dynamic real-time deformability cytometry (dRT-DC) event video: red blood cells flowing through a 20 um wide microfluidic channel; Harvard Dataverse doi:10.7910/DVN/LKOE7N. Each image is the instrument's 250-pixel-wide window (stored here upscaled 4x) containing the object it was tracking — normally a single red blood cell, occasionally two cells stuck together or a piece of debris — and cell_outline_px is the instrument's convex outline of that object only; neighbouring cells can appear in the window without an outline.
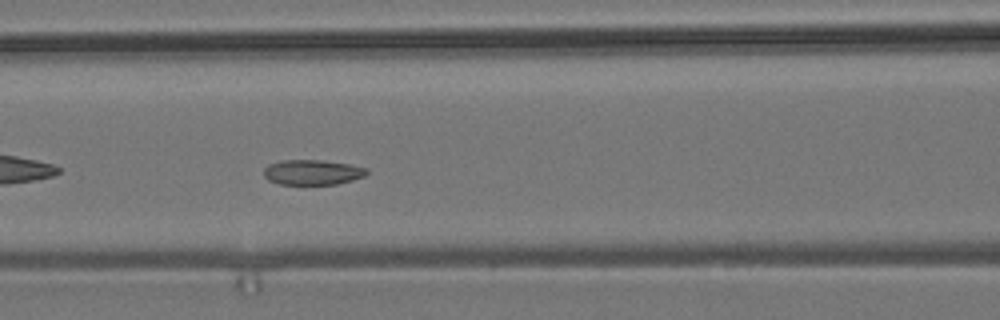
{"species": "common noctule bat (a hibernating species)", "species_latin": "Nyctalus noctula", "temperature_condition": "room temperature", "stored_images_in_passage": 41, "camera_frame_rate_fps": 3000, "um_per_image_px": 0.085, "animal": {"sex": "male", "body_mass_g": 19.2, "forearm_length_mm": 51.8}, "frame": {"image": 1, "passage_image": 9, "time_ms": 2.667, "image_size_px": [1000, 320], "cell_outline_px": [[368, 172], [364, 176], [352, 180], [336, 184], [280, 184], [268, 180], [264, 176], [264, 168], [268, 164], [280, 160], [320, 160], [352, 164], [368, 168]], "centroid_in_image_um": [26.56, 14.63], "position_along_channel_um": 140.0, "area_um2": 15.14}}
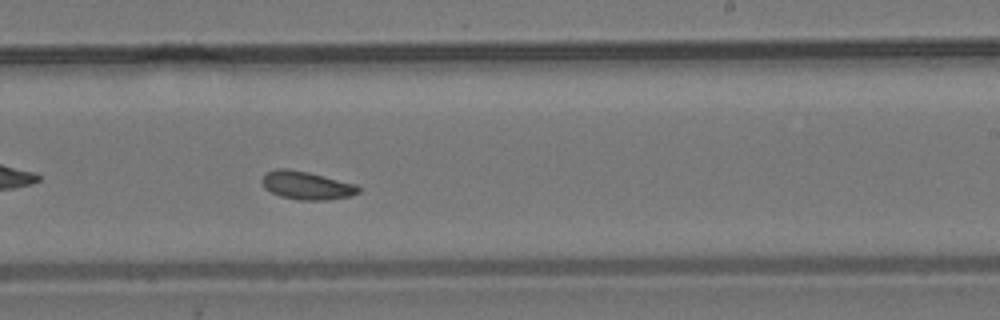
{"frame": {"image": 2, "passage_image": 19, "time_ms": 6.0, "image_size_px": [1000, 320], "cell_outline_px": [[360, 192], [352, 196], [328, 200], [300, 200], [280, 196], [264, 188], [260, 180], [264, 172], [276, 168], [288, 168], [308, 172], [356, 184], [360, 188]], "centroid_in_image_um": [26.04, 15.75], "position_along_channel_um": 263.0, "area_um2": 16.07}}
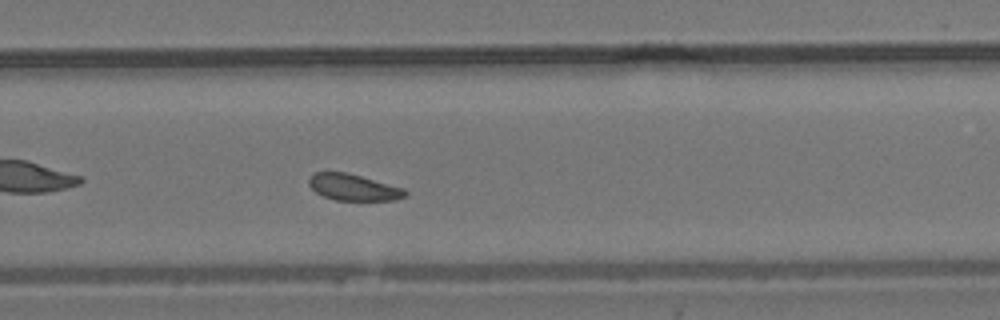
{"frame": {"image": 3, "passage_image": 22, "time_ms": 7.0, "image_size_px": [1000, 320], "cell_outline_px": [[408, 196], [392, 200], [336, 200], [324, 196], [316, 192], [308, 184], [308, 180], [312, 172], [344, 172], [360, 176], [404, 188], [408, 192]], "centroid_in_image_um": [30.04, 15.92], "position_along_channel_um": 299.8, "area_um2": 14.74}}